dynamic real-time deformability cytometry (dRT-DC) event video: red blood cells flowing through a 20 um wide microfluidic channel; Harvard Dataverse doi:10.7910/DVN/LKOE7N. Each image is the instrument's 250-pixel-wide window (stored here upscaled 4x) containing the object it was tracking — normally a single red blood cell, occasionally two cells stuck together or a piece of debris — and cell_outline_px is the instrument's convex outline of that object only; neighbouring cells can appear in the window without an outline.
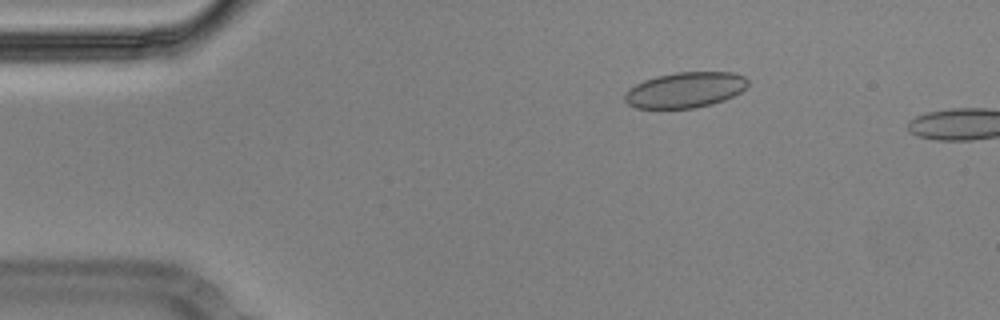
{"species": "Egyptian fruit bat (a non-hibernating species)", "species_latin": "Rousettus aegyptiacus", "temperature_condition": "cold", "stored_images_in_passage": 12, "camera_frame_rate_fps": 3000, "um_per_image_px": 0.085, "animal": {"sex": "male"}, "frame": {"image": 1, "passage_image": 9, "time_ms": 2.667, "image_size_px": [1000, 320], "cell_outline_px": [[748, 84], [740, 92], [724, 100], [712, 104], [696, 108], [636, 108], [628, 104], [624, 100], [624, 92], [628, 88], [644, 80], [656, 76], [676, 72], [732, 72], [744, 76], [748, 80]], "centroid_in_image_um": [58.21, 7.64], "position_along_channel_um": 26.8, "area_um2": 25.61}}